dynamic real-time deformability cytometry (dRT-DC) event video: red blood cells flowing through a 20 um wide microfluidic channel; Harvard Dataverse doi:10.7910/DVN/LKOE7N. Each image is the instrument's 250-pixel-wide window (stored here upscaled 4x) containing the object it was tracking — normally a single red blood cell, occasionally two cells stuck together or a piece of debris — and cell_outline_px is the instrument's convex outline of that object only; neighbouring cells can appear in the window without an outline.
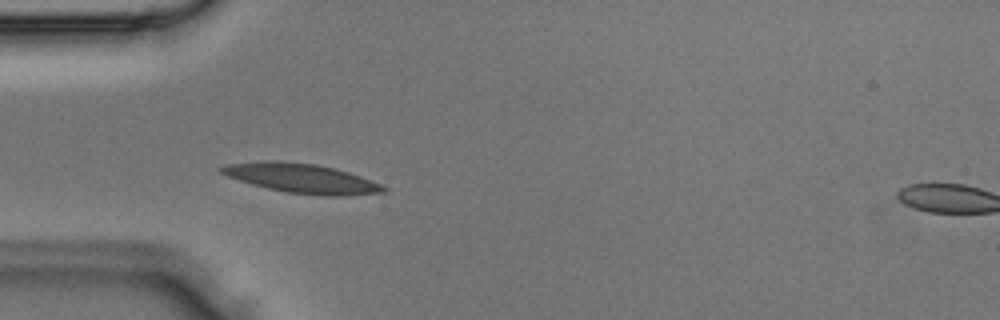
{"species": "Egyptian fruit bat (a non-hibernating species)", "species_latin": "Rousettus aegyptiacus", "temperature_condition": "room temperature", "stored_images_in_passage": 5, "segment_of_instrument_passage": [1, 2], "camera_frame_rate_fps": 3000, "um_per_image_px": 0.085, "animal": {"sex": "male"}, "frame": {"image": 1, "passage_image": 4, "time_ms": 1.0, "image_size_px": [1000, 320], "cell_outline_px": [[388, 192], [344, 196], [320, 196], [288, 192], [268, 188], [252, 184], [228, 176], [220, 172], [216, 168], [228, 164], [264, 160], [280, 160], [316, 164], [336, 168], [360, 176], [380, 184], [388, 188]], "centroid_in_image_um": [25.66, 15.15], "position_along_channel_um": 59.3, "area_um2": 27.92}}